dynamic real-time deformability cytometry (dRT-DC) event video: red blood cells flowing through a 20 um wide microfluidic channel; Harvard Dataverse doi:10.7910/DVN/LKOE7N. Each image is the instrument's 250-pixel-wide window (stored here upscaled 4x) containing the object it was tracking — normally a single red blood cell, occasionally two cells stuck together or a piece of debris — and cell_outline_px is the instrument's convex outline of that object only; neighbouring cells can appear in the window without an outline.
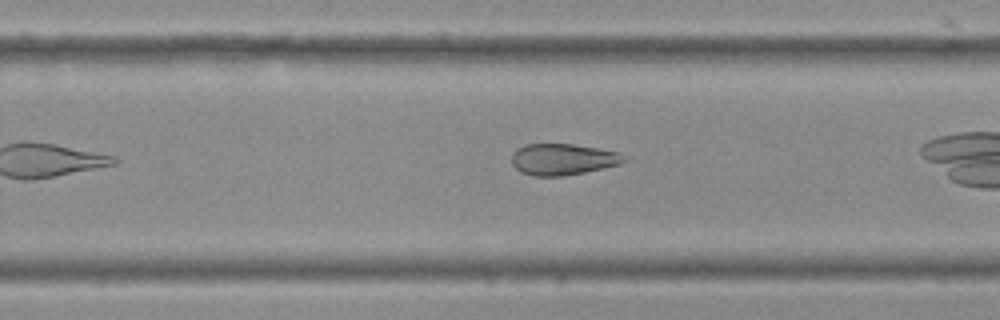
{"species": "Egyptian fruit bat (a non-hibernating species)", "species_latin": "Rousettus aegyptiacus", "temperature_condition": "cold", "stored_images_in_passage": 24, "camera_frame_rate_fps": 3000, "um_per_image_px": 0.085, "frame": {"image": 1, "passage_image": 17, "time_ms": 5.333, "image_size_px": [1000, 320], "cell_outline_px": [[628, 160], [620, 164], [604, 168], [584, 172], [560, 176], [532, 176], [520, 172], [512, 164], [512, 152], [516, 148], [524, 144], [572, 144], [620, 152]], "centroid_in_image_um": [47.82, 13.54], "position_along_channel_um": 282.0, "area_um2": 20.63}}